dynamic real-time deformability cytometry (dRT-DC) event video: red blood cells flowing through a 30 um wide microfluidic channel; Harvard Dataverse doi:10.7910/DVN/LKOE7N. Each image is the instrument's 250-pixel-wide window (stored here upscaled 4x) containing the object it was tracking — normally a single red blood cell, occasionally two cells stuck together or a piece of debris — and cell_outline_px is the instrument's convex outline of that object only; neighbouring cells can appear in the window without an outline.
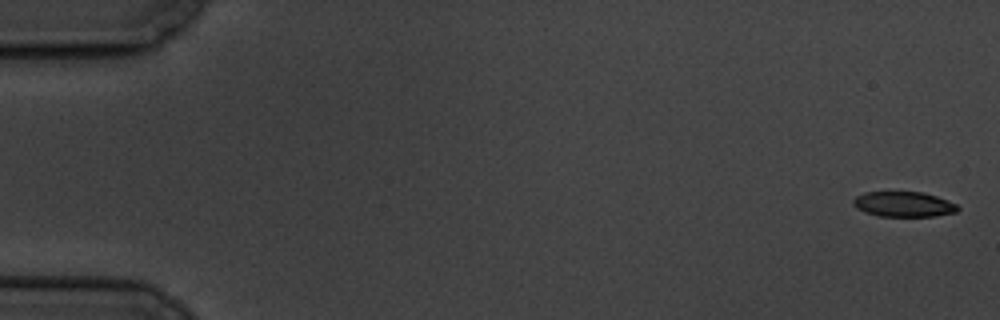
{"species": "common noctule bat (a hibernating species)", "species_latin": "Nyctalus noctula", "temperature_condition": "cold", "stored_images_in_passage": 8, "camera_frame_rate_fps": 3000, "um_per_image_px": 0.085, "animal": {"sex": "male", "body_mass_g": 19.5, "forearm_length_mm": 54.6}, "frame": {"image": 1, "passage_image": 1, "time_ms": 0.0, "image_size_px": [1000, 320], "cell_outline_px": [[960, 208], [956, 212], [936, 216], [880, 216], [856, 208], [852, 204], [852, 200], [856, 196], [864, 192], [924, 192], [936, 196], [956, 204]], "centroid_in_image_um": [76.81, 17.35], "position_along_channel_um": 8.2, "area_um2": 15.26}}
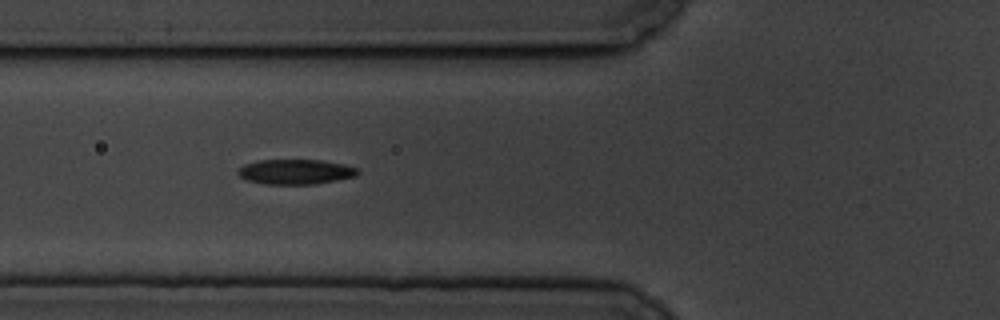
{"frame": {"image": 2, "passage_image": 7, "time_ms": 7.0, "image_size_px": [1000, 320], "cell_outline_px": [[360, 172], [356, 176], [316, 184], [268, 184], [248, 180], [240, 176], [236, 172], [244, 164], [260, 160], [324, 160], [344, 164], [356, 168]], "centroid_in_image_um": [25.14, 14.59], "position_along_channel_um": 100.7, "area_um2": 17.34}}
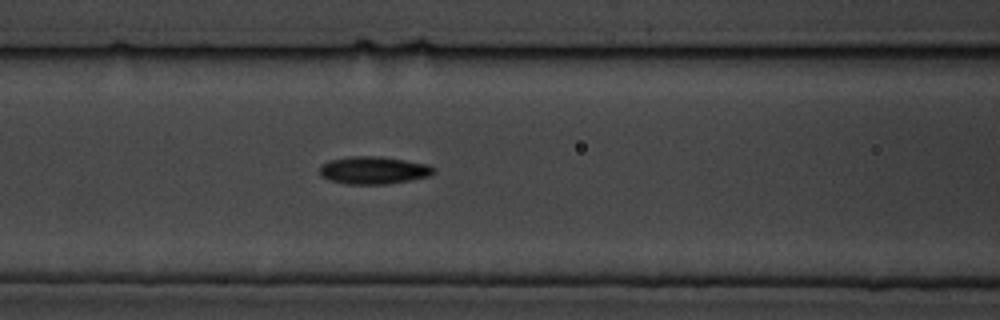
{"frame": {"image": 3, "passage_image": 8, "time_ms": 8.0, "image_size_px": [1000, 320], "cell_outline_px": [[436, 172], [428, 176], [408, 180], [384, 184], [348, 184], [328, 180], [320, 176], [320, 164], [332, 160], [352, 156], [380, 156], [428, 164], [436, 168]], "centroid_in_image_um": [31.74, 14.47], "position_along_channel_um": 134.9, "area_um2": 18.26}}